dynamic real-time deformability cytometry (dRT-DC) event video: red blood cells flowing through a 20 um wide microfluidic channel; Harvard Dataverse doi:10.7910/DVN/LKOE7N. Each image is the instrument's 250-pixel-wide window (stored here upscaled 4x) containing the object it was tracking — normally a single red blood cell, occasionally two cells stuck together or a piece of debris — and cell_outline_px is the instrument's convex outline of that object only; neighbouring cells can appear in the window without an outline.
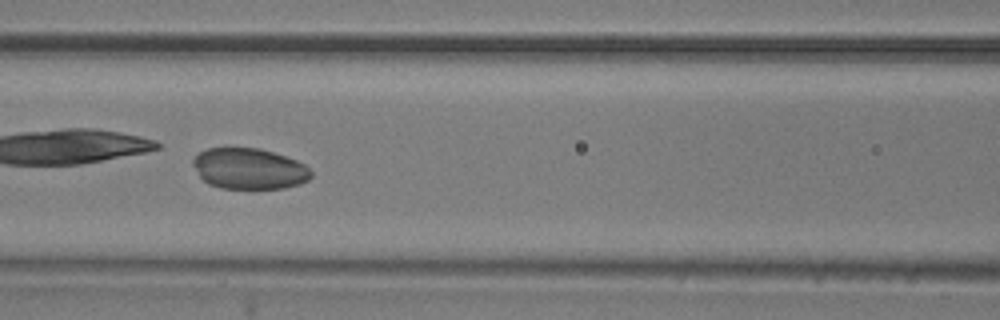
{"species": "common noctule bat (a hibernating species)", "species_latin": "Nyctalus noctula", "temperature_condition": "room temperature", "stored_images_in_passage": 50, "camera_frame_rate_fps": 3000, "um_per_image_px": 0.085, "animal": {"sex": "male", "body_mass_g": 20.5, "forearm_length_mm": 52.5}, "frame": {"image": 1, "passage_image": 22, "time_ms": 7.0, "image_size_px": [1000, 320], "cell_outline_px": [[312, 176], [308, 180], [300, 184], [284, 188], [220, 188], [208, 184], [200, 176], [192, 164], [192, 160], [200, 152], [208, 148], [260, 148], [296, 160], [304, 164], [312, 172]], "centroid_in_image_um": [21.18, 14.34], "position_along_channel_um": 145.4, "area_um2": 28.03}}
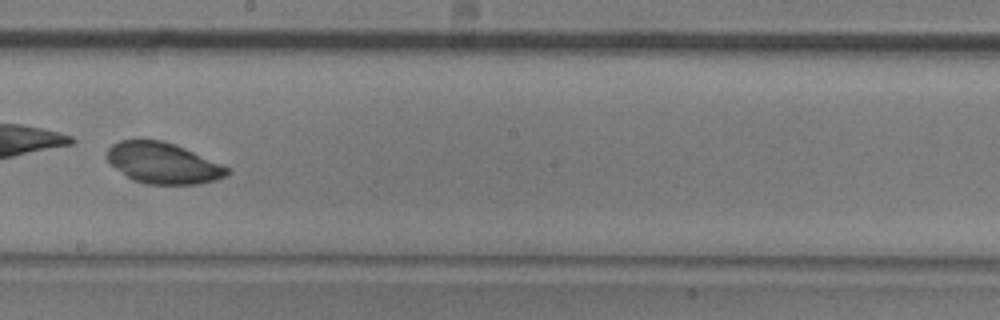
{"frame": {"image": 2, "passage_image": 29, "time_ms": 9.333, "image_size_px": [1000, 320], "cell_outline_px": [[232, 172], [228, 176], [216, 180], [200, 184], [144, 184], [132, 180], [116, 168], [108, 160], [108, 148], [112, 144], [120, 140], [140, 136], [164, 140], [176, 144], [232, 168]], "centroid_in_image_um": [13.9, 13.83], "position_along_channel_um": 234.3, "area_um2": 29.59}}